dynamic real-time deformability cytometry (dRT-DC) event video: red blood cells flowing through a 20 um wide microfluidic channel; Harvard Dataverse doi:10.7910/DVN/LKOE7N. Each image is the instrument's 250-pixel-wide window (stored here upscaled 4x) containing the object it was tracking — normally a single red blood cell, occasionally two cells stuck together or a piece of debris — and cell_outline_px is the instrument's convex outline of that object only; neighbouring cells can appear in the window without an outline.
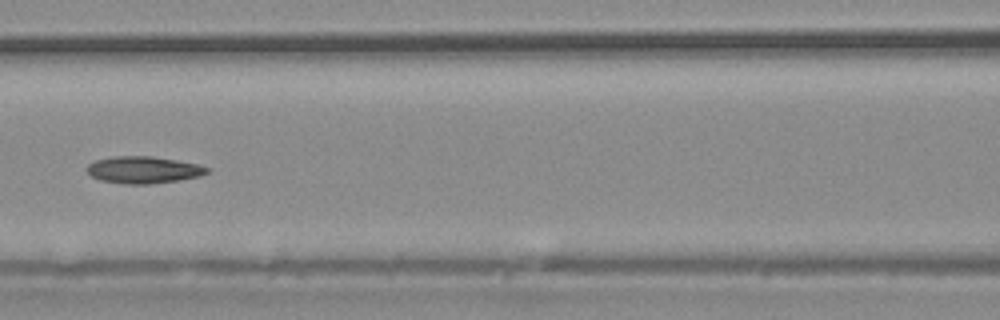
{"species": "common noctule bat (a hibernating species)", "species_latin": "Nyctalus noctula", "temperature_condition": "warm", "stored_images_in_passage": 32, "camera_frame_rate_fps": 3000, "um_per_image_px": 0.085, "animal": {"sex": "male", "body_mass_g": 20.4}, "frame": {"image": 1, "passage_image": 10, "time_ms": 3.0, "image_size_px": [1000, 320], "cell_outline_px": [[208, 172], [200, 176], [180, 180], [148, 184], [124, 184], [100, 180], [92, 176], [84, 168], [88, 164], [96, 160], [112, 156], [152, 156], [176, 160], [196, 164], [208, 168]], "centroid_in_image_um": [12.15, 14.44], "position_along_channel_um": 154.5, "area_um2": 18.84}}